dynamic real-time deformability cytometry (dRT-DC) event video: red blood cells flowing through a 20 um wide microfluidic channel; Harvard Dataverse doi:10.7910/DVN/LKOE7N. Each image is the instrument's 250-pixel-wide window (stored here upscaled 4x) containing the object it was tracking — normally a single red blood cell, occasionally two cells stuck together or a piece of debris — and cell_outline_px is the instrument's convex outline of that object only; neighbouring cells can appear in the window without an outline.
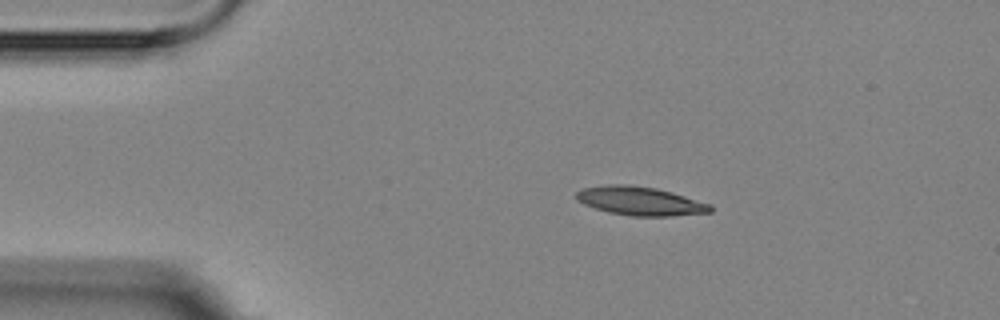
{"species": "Egyptian fruit bat (a non-hibernating species)", "species_latin": "Rousettus aegyptiacus", "temperature_condition": "room temperature", "stored_images_in_passage": 3, "segment_of_instrument_passage": [1, 2], "camera_frame_rate_fps": 3000, "um_per_image_px": 0.085, "animal": {"sex": "female"}, "frame": {"image": 1, "passage_image": 1, "time_ms": 0.0, "image_size_px": [1000, 320], "cell_outline_px": [[712, 212], [672, 216], [632, 216], [608, 212], [584, 204], [576, 200], [576, 192], [584, 188], [608, 184], [628, 184], [656, 188], [672, 192], [712, 204]], "centroid_in_image_um": [54.43, 17.08], "position_along_channel_um": 30.6, "area_um2": 22.48}}